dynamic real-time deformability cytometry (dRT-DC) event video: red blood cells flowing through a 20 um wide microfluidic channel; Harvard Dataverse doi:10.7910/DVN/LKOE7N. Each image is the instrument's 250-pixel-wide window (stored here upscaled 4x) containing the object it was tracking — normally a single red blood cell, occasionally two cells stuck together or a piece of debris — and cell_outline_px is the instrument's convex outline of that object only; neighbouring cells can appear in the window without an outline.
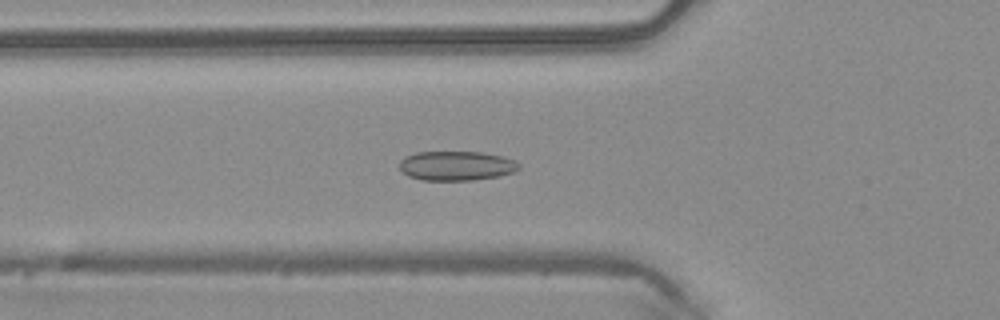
{"species": "common noctule bat (a hibernating species)", "species_latin": "Nyctalus noctula", "temperature_condition": "warm", "stored_images_in_passage": 49, "camera_frame_rate_fps": 3000, "um_per_image_px": 0.085, "animal": {"sex": "male", "body_mass_g": 20.4}, "frame": {"image": 1, "passage_image": 17, "time_ms": 5.333, "image_size_px": [1000, 320], "cell_outline_px": [[520, 168], [512, 172], [500, 176], [472, 180], [420, 180], [408, 176], [400, 168], [400, 160], [404, 156], [416, 152], [480, 152], [504, 156], [516, 160], [520, 164]], "centroid_in_image_um": [38.81, 14.09], "position_along_channel_um": 87.0, "area_um2": 20.63}}
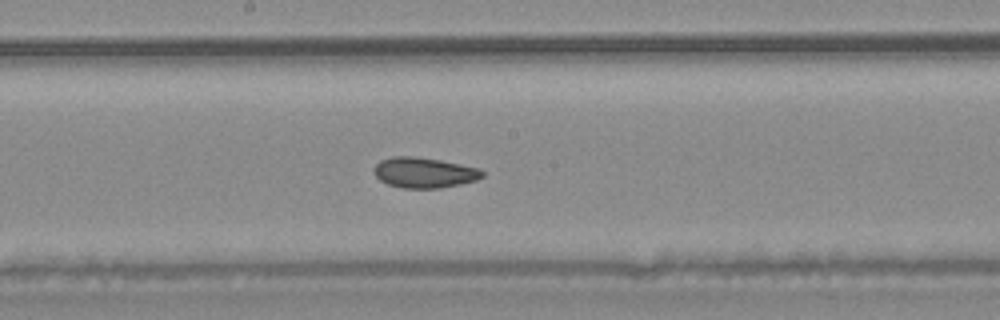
{"frame": {"image": 2, "passage_image": 26, "time_ms": 8.333, "image_size_px": [1000, 320], "cell_outline_px": [[484, 176], [476, 180], [460, 184], [440, 188], [404, 188], [388, 184], [380, 180], [376, 176], [372, 168], [380, 160], [392, 156], [412, 156], [440, 160], [480, 168], [484, 172]], "centroid_in_image_um": [36.05, 14.67], "position_along_channel_um": 212.2, "area_um2": 19.25}}
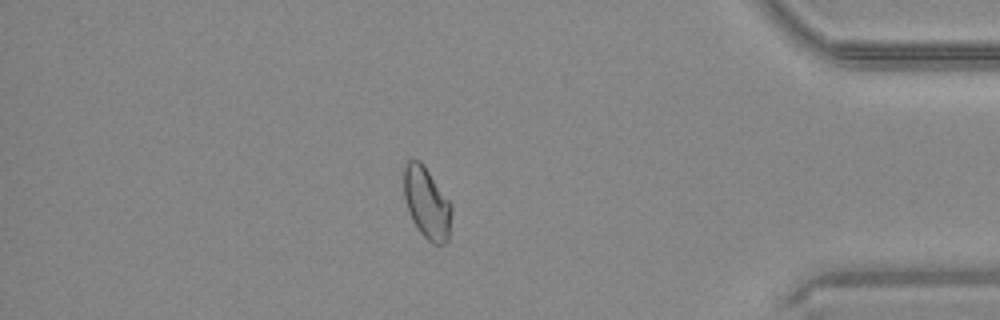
{"frame": {"image": 3, "passage_image": 42, "time_ms": 13.667, "image_size_px": [1000, 320], "cell_outline_px": [[452, 212], [448, 240], [444, 244], [432, 244], [420, 232], [412, 220], [404, 196], [404, 164], [408, 160], [420, 160], [452, 204]], "centroid_in_image_um": [36.29, 17.26], "position_along_channel_um": 398.9, "area_um2": 19.77}, "authors_computed_cell_mechanics": {"area_um2": 19.9988, "velocity_mm_per_s": 4.1494, "shape_relaxation_time_tau1_ms": 9.3335, "shape_relaxation_time_tau2_ms": 2.0769, "deformation_change_tau1": 0.1145, "deformation_change_tau2": 0.0577}}